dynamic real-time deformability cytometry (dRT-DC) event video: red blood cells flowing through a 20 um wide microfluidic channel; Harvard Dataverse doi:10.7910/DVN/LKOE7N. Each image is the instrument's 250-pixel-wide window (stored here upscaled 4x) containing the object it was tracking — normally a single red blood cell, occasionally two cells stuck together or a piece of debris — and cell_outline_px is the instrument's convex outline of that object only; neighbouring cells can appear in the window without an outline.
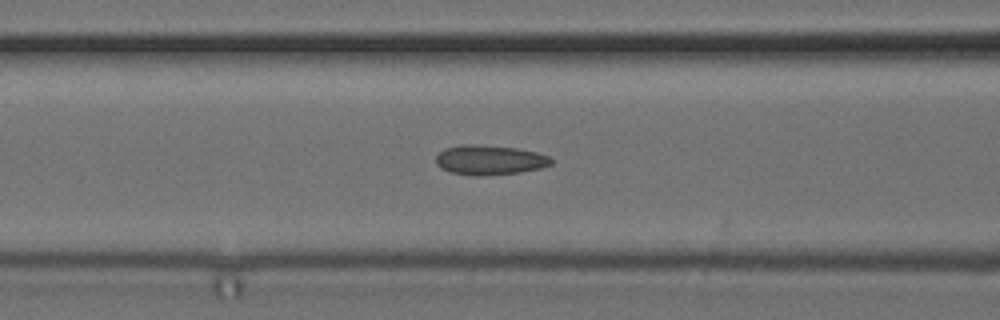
{"species": "common noctule bat (a hibernating species)", "species_latin": "Nyctalus noctula", "temperature_condition": "cold", "stored_images_in_passage": 3, "camera_frame_rate_fps": 3000, "um_per_image_px": 0.085, "animal": {"sex": "female", "body_mass_g": 24.6, "forearm_length_mm": 56.2}, "frame": {"image": 1, "passage_image": 3, "time_ms": 0.667, "image_size_px": [1000, 320], "cell_outline_px": [[552, 164], [540, 168], [520, 172], [480, 176], [472, 176], [452, 172], [440, 168], [436, 164], [436, 156], [444, 148], [460, 144], [472, 144], [516, 148], [536, 152], [548, 156], [552, 160]], "centroid_in_image_um": [41.58, 13.6], "position_along_channel_um": 125.0, "area_um2": 19.94}}